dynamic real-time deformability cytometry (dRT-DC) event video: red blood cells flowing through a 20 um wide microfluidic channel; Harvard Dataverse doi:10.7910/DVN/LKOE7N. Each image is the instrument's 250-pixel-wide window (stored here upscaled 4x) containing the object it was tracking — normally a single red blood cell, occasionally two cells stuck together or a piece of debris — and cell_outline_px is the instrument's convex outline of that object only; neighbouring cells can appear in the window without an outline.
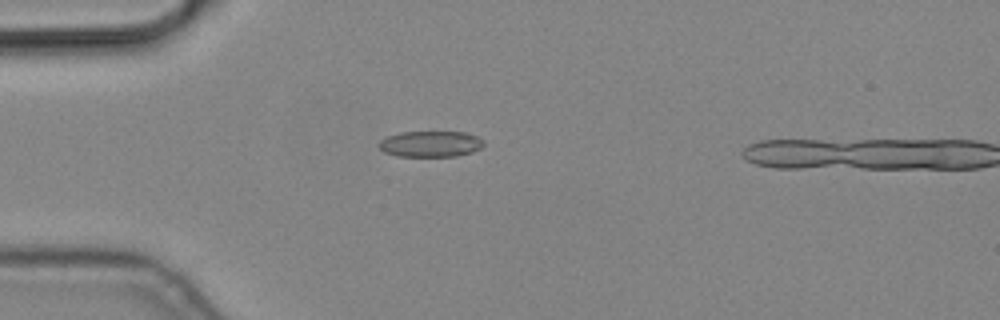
{"species": "common noctule bat (a hibernating species)", "species_latin": "Nyctalus noctula", "temperature_condition": "cold", "stored_images_in_passage": 2, "camera_frame_rate_fps": 3000, "um_per_image_px": 0.085, "animal": {"sex": "male", "body_mass_g": 19.2, "forearm_length_mm": 51.8}, "frame": {"image": 1, "passage_image": 2, "time_ms": 0.333, "image_size_px": [1000, 320], "cell_outline_px": [[484, 144], [480, 148], [472, 152], [456, 156], [396, 156], [384, 152], [376, 144], [380, 140], [388, 136], [400, 132], [464, 132], [476, 136], [484, 140]], "centroid_in_image_um": [36.57, 12.23], "position_along_channel_um": 48.4, "area_um2": 15.9}}